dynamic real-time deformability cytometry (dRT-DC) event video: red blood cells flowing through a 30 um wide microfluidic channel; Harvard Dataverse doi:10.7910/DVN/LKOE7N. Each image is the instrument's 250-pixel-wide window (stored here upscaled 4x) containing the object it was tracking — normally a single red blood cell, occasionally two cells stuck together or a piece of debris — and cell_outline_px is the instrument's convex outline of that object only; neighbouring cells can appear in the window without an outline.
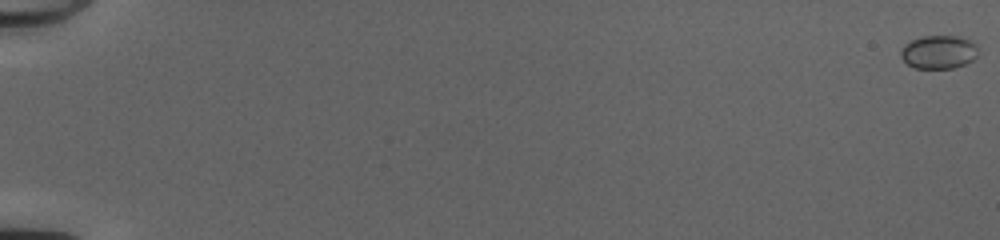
{"species": "common noctule bat (a hibernating species)", "species_latin": "Nyctalus noctula", "temperature_condition": "cold", "stored_images_in_passage": 46, "camera_frame_rate_fps": 3000, "um_per_image_px": 0.085, "animal": {"sex": "female", "body_mass_g": 20.0, "forearm_length_mm": 54.0}, "frame": {"image": 1, "passage_image": 1, "time_ms": 0.0, "image_size_px": [1000, 240], "cell_outline_px": [[976, 56], [972, 60], [964, 64], [952, 68], [912, 68], [900, 56], [900, 52], [904, 44], [912, 40], [924, 36], [960, 36], [972, 40], [976, 44]], "centroid_in_image_um": [79.78, 4.41], "position_along_channel_um": 5.2, "area_um2": 15.03}}
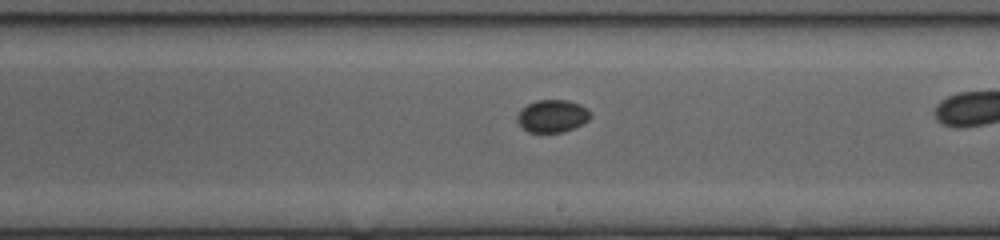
{"frame": {"image": 2, "passage_image": 35, "time_ms": 11.333, "image_size_px": [1000, 240], "cell_outline_px": [[592, 116], [588, 120], [564, 132], [528, 132], [516, 120], [516, 116], [520, 108], [536, 100], [568, 100], [580, 104], [588, 108], [592, 112]], "centroid_in_image_um": [46.95, 9.84], "position_along_channel_um": 242.0, "area_um2": 13.99}}
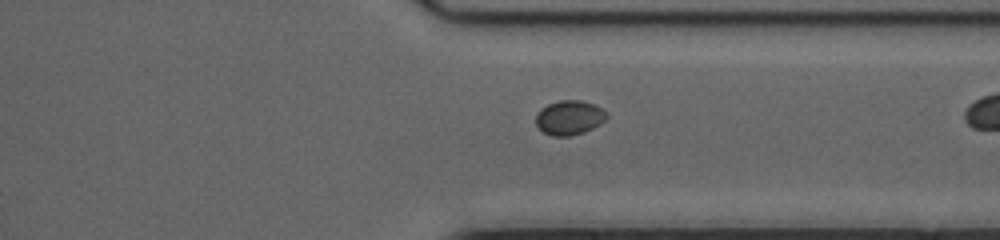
{"frame": {"image": 3, "passage_image": 44, "time_ms": 14.333, "image_size_px": [1000, 240], "cell_outline_px": [[608, 116], [600, 124], [584, 132], [568, 136], [552, 136], [544, 132], [536, 124], [536, 112], [540, 108], [548, 104], [560, 100], [580, 100], [592, 104], [608, 112]], "centroid_in_image_um": [48.38, 9.99], "position_along_channel_um": 363.0, "area_um2": 14.16}}